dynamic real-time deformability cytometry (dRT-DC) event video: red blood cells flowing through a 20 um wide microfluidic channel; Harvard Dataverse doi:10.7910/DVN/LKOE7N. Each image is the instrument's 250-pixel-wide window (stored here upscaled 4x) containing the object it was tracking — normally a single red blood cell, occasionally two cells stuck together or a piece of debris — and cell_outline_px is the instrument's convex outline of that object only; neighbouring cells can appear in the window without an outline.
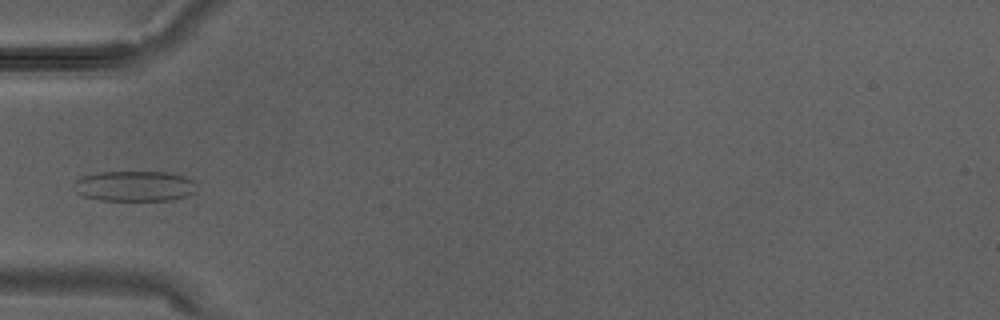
{"species": "Egyptian fruit bat (a non-hibernating species)", "species_latin": "Rousettus aegyptiacus", "temperature_condition": "warm", "stored_images_in_passage": 3, "camera_frame_rate_fps": 3000, "um_per_image_px": 0.085, "animal": {"sex": "male"}, "frame": {"image": 1, "passage_image": 3, "time_ms": 0.667, "image_size_px": [1000, 320], "cell_outline_px": [[196, 192], [184, 196], [168, 200], [100, 200], [84, 196], [76, 192], [72, 188], [72, 184], [80, 176], [96, 172], [168, 172], [188, 176], [192, 180]], "centroid_in_image_um": [11.38, 15.8], "position_along_channel_um": 73.6, "area_um2": 21.91}}